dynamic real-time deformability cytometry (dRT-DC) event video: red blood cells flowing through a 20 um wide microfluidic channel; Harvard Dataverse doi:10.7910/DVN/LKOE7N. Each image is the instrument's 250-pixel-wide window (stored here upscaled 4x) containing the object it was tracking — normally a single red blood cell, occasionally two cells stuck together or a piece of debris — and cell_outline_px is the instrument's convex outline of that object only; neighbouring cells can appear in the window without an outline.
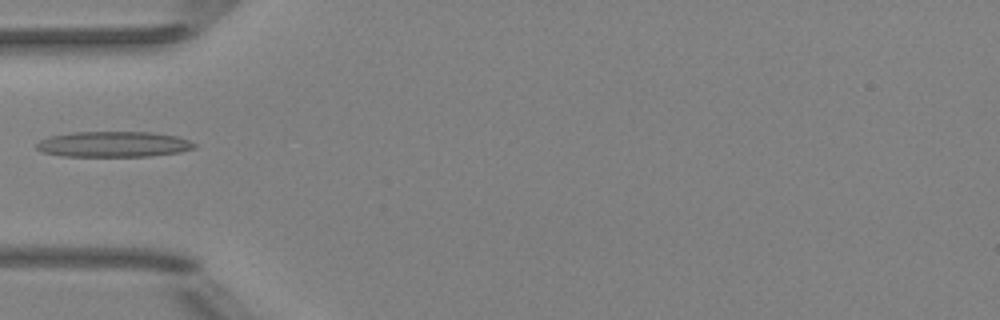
{"species": "Egyptian fruit bat (a non-hibernating species)", "species_latin": "Rousettus aegyptiacus", "temperature_condition": "room temperature", "stored_images_in_passage": 3, "camera_frame_rate_fps": 3000, "um_per_image_px": 0.085, "animal": {"sex": "female"}, "frame": {"image": 1, "passage_image": 3, "time_ms": 2.333, "image_size_px": [1000, 320], "cell_outline_px": [[196, 148], [180, 152], [148, 156], [60, 156], [40, 152], [36, 148], [36, 144], [40, 140], [48, 136], [72, 132], [152, 132], [176, 136], [188, 140], [196, 144]], "centroid_in_image_um": [9.61, 12.26], "position_along_channel_um": 75.4, "area_um2": 23.7}}